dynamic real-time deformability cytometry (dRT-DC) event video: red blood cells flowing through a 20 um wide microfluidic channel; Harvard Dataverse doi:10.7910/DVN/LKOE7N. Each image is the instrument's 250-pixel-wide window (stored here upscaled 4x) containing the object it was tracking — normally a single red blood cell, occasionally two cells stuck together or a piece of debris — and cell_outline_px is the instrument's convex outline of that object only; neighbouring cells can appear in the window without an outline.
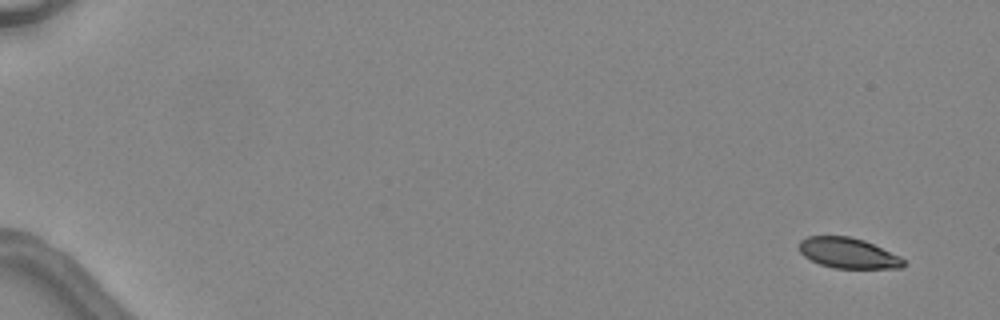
{"species": "common noctule bat (a hibernating species)", "species_latin": "Nyctalus noctula", "temperature_condition": "warm", "stored_images_in_passage": 6, "camera_frame_rate_fps": 3000, "um_per_image_px": 0.085, "animal": {"sex": "female", "body_mass_g": 24.6, "forearm_length_mm": 56.2}, "frame": {"image": 1, "passage_image": 1, "time_ms": 0.0, "image_size_px": [1000, 320], "cell_outline_px": [[904, 268], [836, 268], [820, 264], [804, 256], [800, 252], [800, 240], [808, 236], [848, 236], [864, 240], [900, 256], [904, 260]], "centroid_in_image_um": [72.1, 21.51], "position_along_channel_um": 12.9, "area_um2": 18.38}}
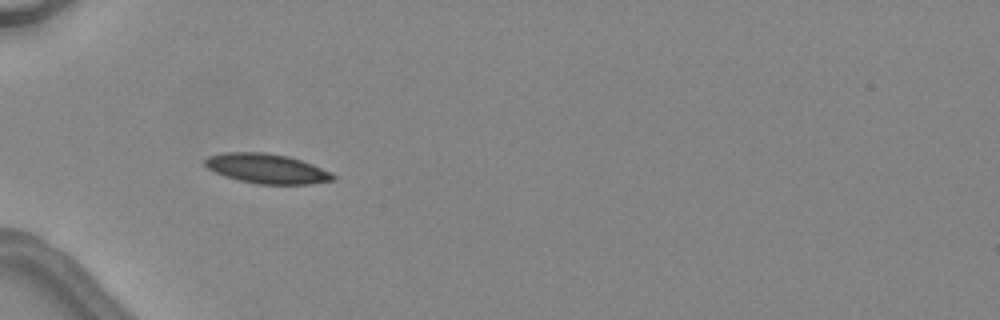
{"frame": {"image": 2, "passage_image": 5, "time_ms": 5.0, "image_size_px": [1000, 320], "cell_outline_px": [[336, 180], [308, 184], [256, 184], [224, 176], [208, 168], [204, 164], [204, 160], [208, 156], [224, 152], [264, 152], [288, 156], [312, 164], [332, 172], [336, 176]], "centroid_in_image_um": [22.69, 14.33], "position_along_channel_um": 62.3, "area_um2": 22.2}}